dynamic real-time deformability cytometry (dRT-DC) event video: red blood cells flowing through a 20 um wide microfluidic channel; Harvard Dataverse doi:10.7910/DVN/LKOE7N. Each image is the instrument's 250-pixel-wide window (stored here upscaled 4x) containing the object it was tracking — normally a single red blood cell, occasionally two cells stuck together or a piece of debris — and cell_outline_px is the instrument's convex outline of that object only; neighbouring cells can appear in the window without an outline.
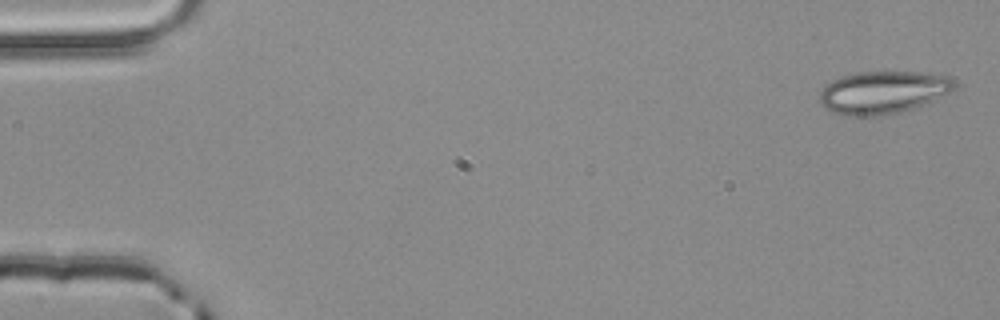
{"species": "common noctule bat (a hibernating species)", "species_latin": "Nyctalus noctula", "temperature_condition": "room temperature", "stored_images_in_passage": 4, "camera_frame_rate_fps": 3000, "um_per_image_px": 0.085, "animal": {"sex": "male", "body_mass_g": 20.4}, "frame": {"image": 1, "passage_image": 1, "time_ms": 0.0, "image_size_px": [1000, 320], "cell_outline_px": [[956, 88], [932, 100], [912, 108], [900, 112], [876, 116], [848, 116], [832, 112], [824, 108], [820, 100], [820, 92], [824, 84], [840, 76], [856, 72], [928, 72], [948, 76], [956, 84]], "centroid_in_image_um": [75.01, 7.84], "position_along_channel_um": 10.0, "area_um2": 33.52}}